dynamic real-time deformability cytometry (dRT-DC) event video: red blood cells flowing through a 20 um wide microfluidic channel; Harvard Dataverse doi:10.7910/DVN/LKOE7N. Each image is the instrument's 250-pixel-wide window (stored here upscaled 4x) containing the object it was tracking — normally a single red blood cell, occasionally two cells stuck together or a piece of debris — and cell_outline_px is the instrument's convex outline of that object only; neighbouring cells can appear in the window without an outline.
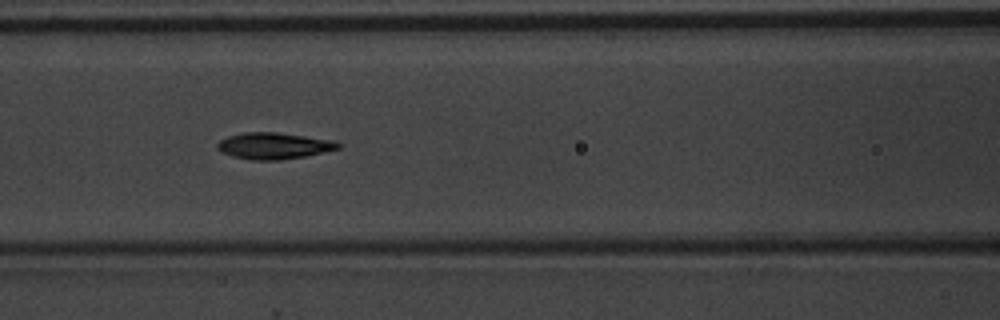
{"species": "common noctule bat (a hibernating species)", "species_latin": "Nyctalus noctula", "temperature_condition": "warm", "stored_images_in_passage": 52, "camera_frame_rate_fps": 3000, "um_per_image_px": 0.085, "animal": {"sex": "male", "body_mass_g": 20.1, "forearm_length_mm": 53.5}, "frame": {"image": 1, "passage_image": 23, "time_ms": 7.333, "image_size_px": [1000, 320], "cell_outline_px": [[340, 148], [324, 152], [304, 156], [280, 160], [252, 160], [232, 156], [220, 152], [216, 148], [216, 144], [220, 140], [228, 136], [244, 132], [276, 132], [336, 140], [340, 144]], "centroid_in_image_um": [23.26, 12.39], "position_along_channel_um": 143.3, "area_um2": 18.73}, "authors_computed_cell_mechanics": {"area_um2": 17.7446, "velocity_mm_per_s": 4.0008, "shape_relaxation_time_tau1_ms": 2.3206, "shape_relaxation_time_tau2_ms": 2.3113, "deformation_change_tau1": 0.1746, "deformation_change_tau2": 0.1048}}